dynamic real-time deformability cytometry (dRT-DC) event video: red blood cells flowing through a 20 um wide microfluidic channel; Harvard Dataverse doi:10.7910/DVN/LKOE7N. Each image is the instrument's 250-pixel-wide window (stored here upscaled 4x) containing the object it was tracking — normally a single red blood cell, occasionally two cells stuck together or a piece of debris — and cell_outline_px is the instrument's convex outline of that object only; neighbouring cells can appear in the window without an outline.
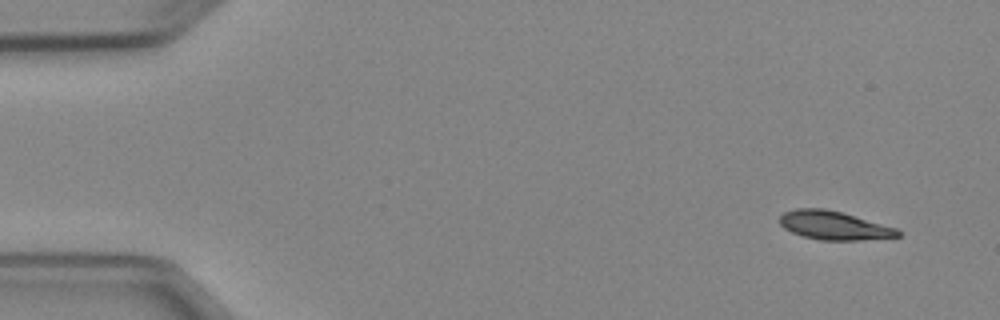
{"species": "Egyptian fruit bat (a non-hibernating species)", "species_latin": "Rousettus aegyptiacus", "temperature_condition": "cold", "stored_images_in_passage": 4, "camera_frame_rate_fps": 3000, "um_per_image_px": 0.085, "animal": {"sex": "female"}, "frame": {"image": 1, "passage_image": 1, "time_ms": 0.0, "image_size_px": [1000, 320], "cell_outline_px": [[900, 236], [860, 240], [820, 240], [804, 236], [792, 232], [784, 228], [780, 224], [780, 216], [784, 212], [796, 208], [824, 208], [840, 212], [896, 228], [900, 232]], "centroid_in_image_um": [70.84, 19.16], "position_along_channel_um": 14.2, "area_um2": 19.36}}
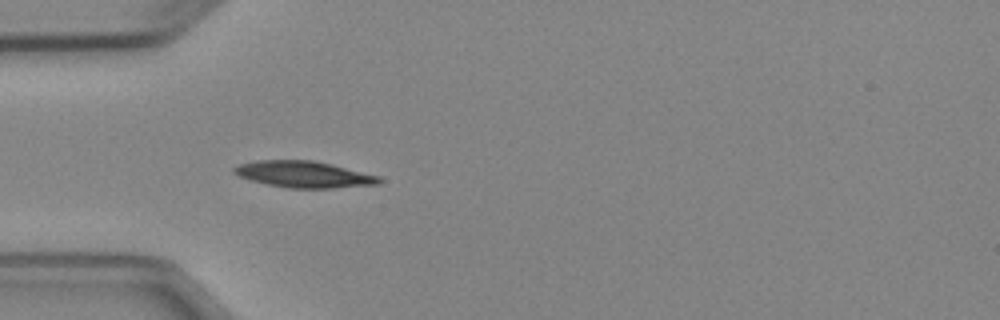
{"frame": {"image": 2, "passage_image": 4, "time_ms": 4.0, "image_size_px": [1000, 320], "cell_outline_px": [[384, 180], [380, 184], [332, 188], [288, 188], [268, 184], [252, 180], [240, 176], [232, 172], [232, 168], [240, 164], [256, 160], [312, 160], [332, 164], [380, 176]], "centroid_in_image_um": [25.87, 14.82], "position_along_channel_um": 59.1, "area_um2": 22.37}}